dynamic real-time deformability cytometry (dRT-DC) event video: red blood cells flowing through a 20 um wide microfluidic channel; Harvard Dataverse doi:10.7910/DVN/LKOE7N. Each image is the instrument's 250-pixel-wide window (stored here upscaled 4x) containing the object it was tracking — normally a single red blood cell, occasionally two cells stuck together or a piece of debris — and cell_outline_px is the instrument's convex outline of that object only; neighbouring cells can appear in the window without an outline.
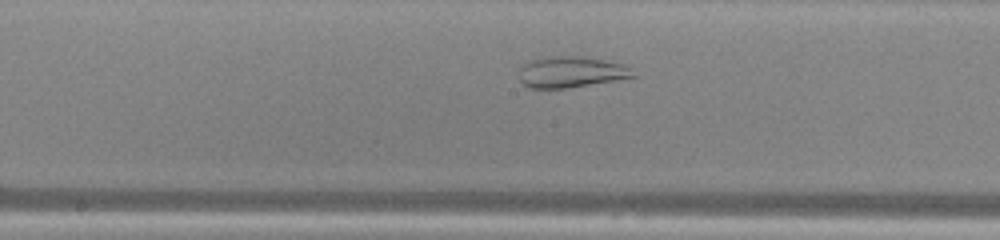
{"species": "common noctule bat (a hibernating species)", "species_latin": "Nyctalus noctula", "temperature_condition": "warm", "stored_images_in_passage": 31, "camera_frame_rate_fps": 3000, "um_per_image_px": 0.085, "animal": {"sex": "male", "body_mass_g": 13.0, "forearm_length_mm": 53.1}, "frame": {"image": 1, "passage_image": 18, "time_ms": 5.667, "image_size_px": [1000, 240], "cell_outline_px": [[636, 76], [564, 88], [532, 88], [524, 84], [520, 80], [520, 68], [528, 60], [544, 56], [592, 56], [624, 64]], "centroid_in_image_um": [48.5, 6.08], "position_along_channel_um": 199.7, "area_um2": 20.58}}
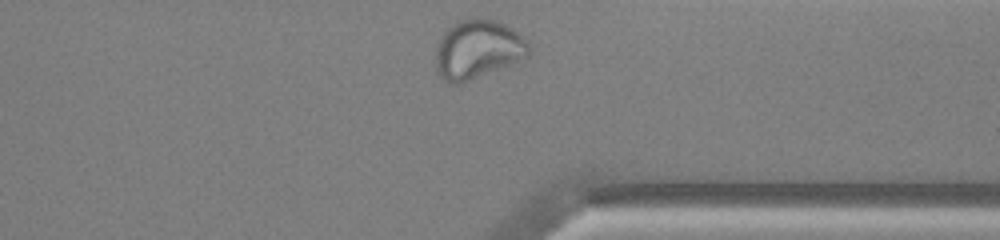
{"frame": {"image": 2, "passage_image": 31, "time_ms": 10.0, "image_size_px": [1000, 240], "cell_outline_px": [[528, 56], [520, 60], [460, 84], [452, 84], [444, 80], [436, 72], [436, 44], [444, 32], [452, 24], [460, 20], [472, 16], [480, 16], [496, 20], [512, 28], [528, 40]], "centroid_in_image_um": [40.58, 4.16], "position_along_channel_um": 370.8, "area_um2": 32.19}}